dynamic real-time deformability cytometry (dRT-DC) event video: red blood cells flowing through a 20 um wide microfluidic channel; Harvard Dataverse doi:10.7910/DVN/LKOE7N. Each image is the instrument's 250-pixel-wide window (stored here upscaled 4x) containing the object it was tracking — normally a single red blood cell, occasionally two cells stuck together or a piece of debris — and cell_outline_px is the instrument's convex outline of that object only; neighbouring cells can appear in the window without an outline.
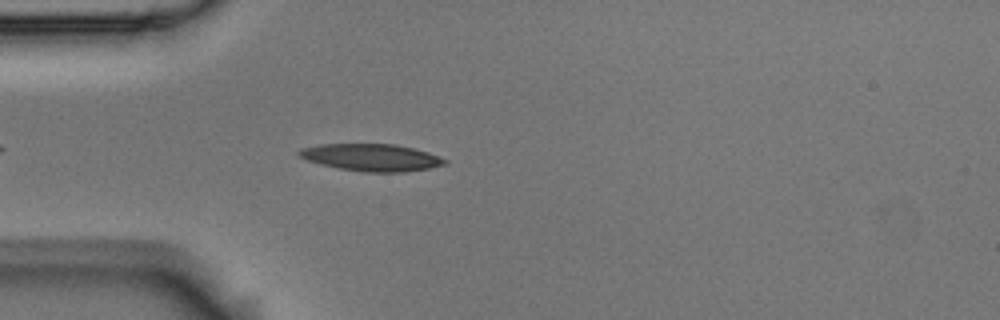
{"species": "Egyptian fruit bat (a non-hibernating species)", "species_latin": "Rousettus aegyptiacus", "temperature_condition": "room temperature", "stored_images_in_passage": 23, "camera_frame_rate_fps": 3000, "um_per_image_px": 0.085, "animal": {"sex": "male"}, "frame": {"image": 1, "passage_image": 5, "time_ms": 1.333, "image_size_px": [1000, 320], "cell_outline_px": [[448, 160], [444, 164], [428, 168], [404, 172], [364, 172], [340, 168], [320, 164], [296, 156], [296, 152], [300, 148], [320, 144], [396, 144], [428, 152]], "centroid_in_image_um": [31.52, 13.37], "position_along_channel_um": 53.5, "area_um2": 23.0}}
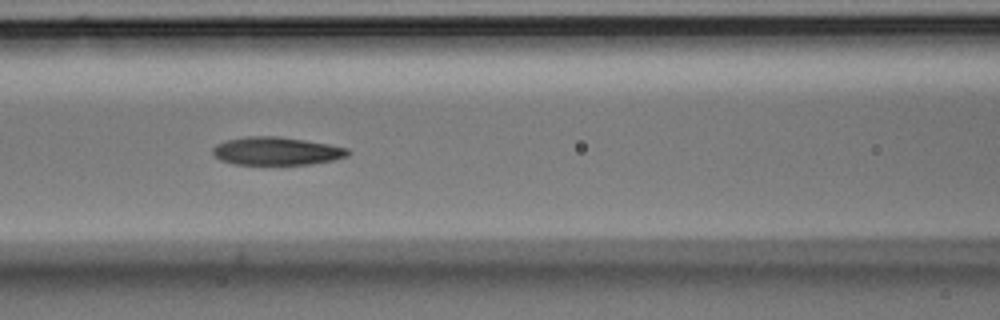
{"frame": {"image": 2, "passage_image": 13, "time_ms": 4.0, "image_size_px": [1000, 320], "cell_outline_px": [[352, 152], [348, 156], [332, 160], [312, 164], [232, 164], [220, 160], [212, 152], [212, 148], [216, 144], [224, 140], [244, 136], [280, 136], [328, 144], [348, 148]], "centroid_in_image_um": [23.48, 12.83], "position_along_channel_um": 143.1, "area_um2": 22.25}}
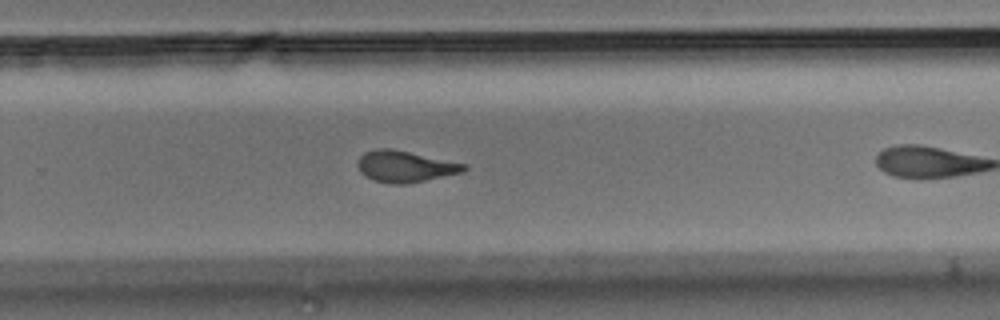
{"frame": {"image": 3, "passage_image": 22, "time_ms": 7.0, "image_size_px": [1000, 320], "cell_outline_px": [[468, 168], [464, 172], [408, 184], [396, 184], [372, 180], [364, 176], [360, 172], [356, 164], [360, 156], [364, 152], [380, 148], [392, 148], [468, 164]], "centroid_in_image_um": [34.44, 14.15], "position_along_channel_um": 295.4, "area_um2": 19.71}}